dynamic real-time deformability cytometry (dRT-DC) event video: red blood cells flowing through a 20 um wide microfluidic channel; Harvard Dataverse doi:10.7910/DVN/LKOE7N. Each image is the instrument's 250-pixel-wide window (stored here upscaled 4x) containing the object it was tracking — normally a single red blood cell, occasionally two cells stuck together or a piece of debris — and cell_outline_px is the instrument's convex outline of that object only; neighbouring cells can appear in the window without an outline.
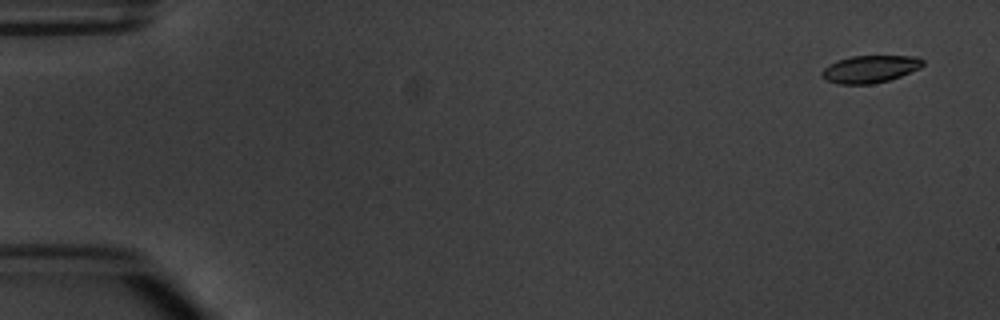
{"species": "common noctule bat (a hibernating species)", "species_latin": "Nyctalus noctula", "temperature_condition": "warm", "stored_images_in_passage": 4, "camera_frame_rate_fps": 3000, "um_per_image_px": 0.085, "animal": {"sex": "male", "body_mass_g": 20.1, "forearm_length_mm": 53.5}, "frame": {"image": 1, "passage_image": 1, "time_ms": 0.0, "image_size_px": [1000, 320], "cell_outline_px": [[924, 64], [920, 68], [900, 76], [888, 80], [872, 84], [840, 84], [824, 80], [820, 76], [820, 72], [828, 64], [836, 60], [852, 56], [916, 56], [924, 60]], "centroid_in_image_um": [73.91, 5.87], "position_along_channel_um": 11.1, "area_um2": 16.24}}